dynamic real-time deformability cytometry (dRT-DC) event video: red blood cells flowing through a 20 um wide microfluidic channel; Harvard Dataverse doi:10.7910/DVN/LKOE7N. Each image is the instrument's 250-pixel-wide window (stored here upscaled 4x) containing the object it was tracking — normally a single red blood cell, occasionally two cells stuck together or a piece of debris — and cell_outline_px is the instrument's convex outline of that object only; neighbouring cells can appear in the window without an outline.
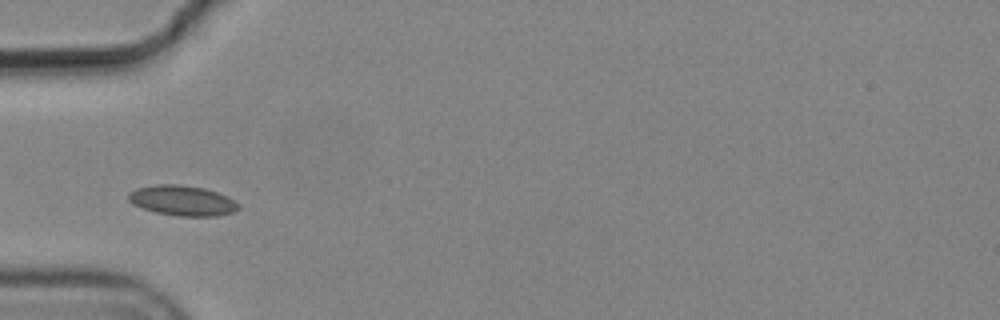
{"species": "common noctule bat (a hibernating species)", "species_latin": "Nyctalus noctula", "temperature_condition": "cold", "stored_images_in_passage": 4, "camera_frame_rate_fps": 3000, "um_per_image_px": 0.085, "animal": {"sex": "male", "body_mass_g": 19.2, "forearm_length_mm": 51.8}, "frame": {"image": 1, "passage_image": 3, "time_ms": 0.667, "image_size_px": [1000, 320], "cell_outline_px": [[240, 208], [232, 212], [216, 216], [180, 216], [156, 212], [132, 204], [128, 200], [128, 192], [136, 188], [156, 184], [180, 184], [204, 188], [228, 196], [240, 204]], "centroid_in_image_um": [15.5, 17.04], "position_along_channel_um": 69.5, "area_um2": 19.42}}
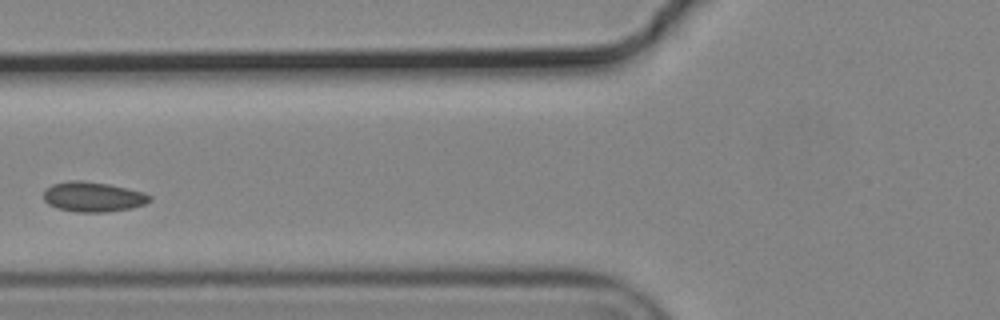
{"frame": {"image": 2, "passage_image": 4, "time_ms": 1.0, "image_size_px": [1000, 320], "cell_outline_px": [[152, 200], [144, 204], [132, 208], [108, 212], [76, 212], [56, 208], [48, 204], [44, 200], [44, 188], [52, 184], [68, 180], [80, 180], [108, 184], [144, 192], [152, 196]], "centroid_in_image_um": [7.89, 16.73], "position_along_channel_um": 117.9, "area_um2": 18.73}}